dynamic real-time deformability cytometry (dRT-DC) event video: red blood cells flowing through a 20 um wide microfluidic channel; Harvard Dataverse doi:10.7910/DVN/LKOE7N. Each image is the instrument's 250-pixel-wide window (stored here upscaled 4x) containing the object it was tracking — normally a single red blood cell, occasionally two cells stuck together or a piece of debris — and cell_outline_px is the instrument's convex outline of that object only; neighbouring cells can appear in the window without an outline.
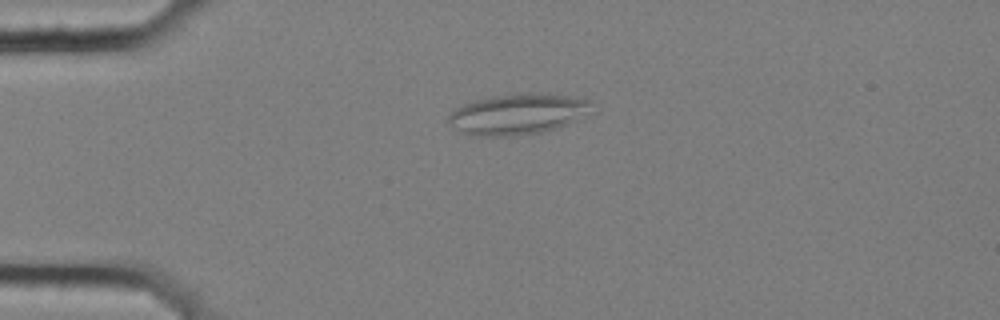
{"species": "common noctule bat (a hibernating species)", "species_latin": "Nyctalus noctula", "temperature_condition": "cold", "stored_images_in_passage": 4, "camera_frame_rate_fps": 3000, "um_per_image_px": 0.085, "animal": {"sex": "female", "body_mass_g": 25.1}, "frame": {"image": 1, "passage_image": 3, "time_ms": 0.667, "image_size_px": [1000, 320], "cell_outline_px": [[588, 104], [576, 120], [556, 128], [540, 132], [512, 136], [472, 136], [460, 132], [452, 128], [448, 124], [448, 116], [456, 108], [464, 104], [476, 100], [492, 96], [528, 92], [540, 92], [580, 96], [588, 100]], "centroid_in_image_um": [43.91, 9.69], "position_along_channel_um": 41.1, "area_um2": 33.81}}